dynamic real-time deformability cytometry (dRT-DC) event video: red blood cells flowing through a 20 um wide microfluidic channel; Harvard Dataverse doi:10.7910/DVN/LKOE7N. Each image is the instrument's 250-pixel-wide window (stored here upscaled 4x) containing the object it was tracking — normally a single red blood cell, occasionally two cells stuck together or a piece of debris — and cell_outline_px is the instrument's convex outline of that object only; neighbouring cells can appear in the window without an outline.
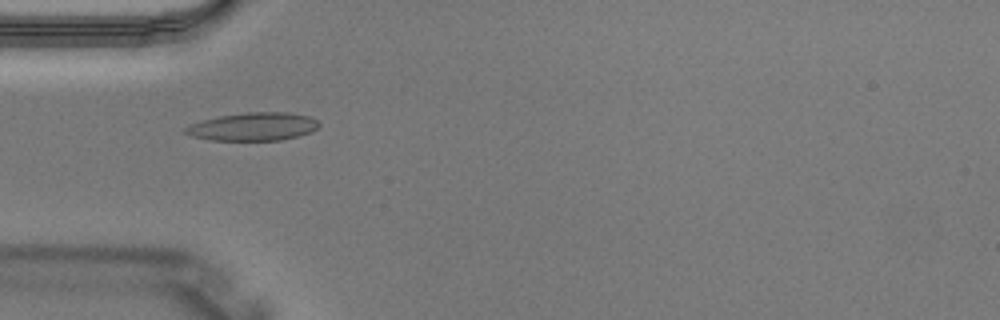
{"species": "Egyptian fruit bat (a non-hibernating species)", "species_latin": "Rousettus aegyptiacus", "temperature_condition": "warm", "stored_images_in_passage": 4, "camera_frame_rate_fps": 3000, "um_per_image_px": 0.085, "animal": {"sex": "male"}, "frame": {"image": 1, "passage_image": 4, "time_ms": 1.0, "image_size_px": [1000, 320], "cell_outline_px": [[320, 124], [312, 132], [280, 140], [212, 140], [192, 136], [184, 132], [184, 128], [188, 124], [220, 116], [248, 112], [288, 112], [308, 116], [316, 120]], "centroid_in_image_um": [21.51, 10.76], "position_along_channel_um": 63.5, "area_um2": 21.68}}